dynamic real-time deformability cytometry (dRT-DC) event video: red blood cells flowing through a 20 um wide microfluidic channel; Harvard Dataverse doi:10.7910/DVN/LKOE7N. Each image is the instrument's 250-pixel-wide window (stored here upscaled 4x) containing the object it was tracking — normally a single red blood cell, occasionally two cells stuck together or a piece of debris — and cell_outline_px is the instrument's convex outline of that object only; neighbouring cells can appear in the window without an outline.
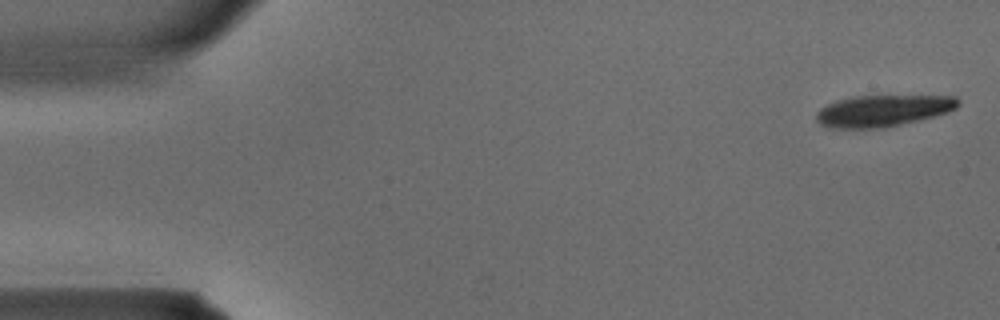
{"species": "common noctule bat (a hibernating species)", "species_latin": "Nyctalus noctula", "temperature_condition": "warm", "stored_images_in_passage": 7, "camera_frame_rate_fps": 3000, "um_per_image_px": 0.085, "animal": {"sex": "male", "body_mass_g": 15.6}, "frame": {"image": 1, "passage_image": 1, "time_ms": 0.0, "image_size_px": [1000, 320], "cell_outline_px": [[960, 104], [956, 108], [948, 112], [884, 128], [828, 128], [820, 124], [816, 120], [816, 112], [820, 108], [836, 100], [856, 96], [956, 96], [960, 100]], "centroid_in_image_um": [75.02, 9.41], "position_along_channel_um": 10.0, "area_um2": 25.95}}